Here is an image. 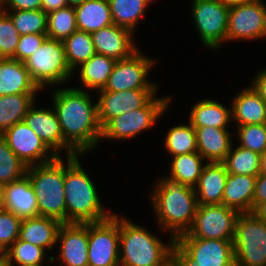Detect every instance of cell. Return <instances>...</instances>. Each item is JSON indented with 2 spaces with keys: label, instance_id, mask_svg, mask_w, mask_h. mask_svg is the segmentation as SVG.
<instances>
[{
  "label": "cell",
  "instance_id": "cell-1",
  "mask_svg": "<svg viewBox=\"0 0 266 266\" xmlns=\"http://www.w3.org/2000/svg\"><path fill=\"white\" fill-rule=\"evenodd\" d=\"M56 90L51 97L64 140L83 155L101 142L97 102L93 103L91 93L80 87Z\"/></svg>",
  "mask_w": 266,
  "mask_h": 266
},
{
  "label": "cell",
  "instance_id": "cell-31",
  "mask_svg": "<svg viewBox=\"0 0 266 266\" xmlns=\"http://www.w3.org/2000/svg\"><path fill=\"white\" fill-rule=\"evenodd\" d=\"M170 178L179 183L195 187L198 184L201 171L203 169V160L205 159L198 153L192 152L178 156H172Z\"/></svg>",
  "mask_w": 266,
  "mask_h": 266
},
{
  "label": "cell",
  "instance_id": "cell-17",
  "mask_svg": "<svg viewBox=\"0 0 266 266\" xmlns=\"http://www.w3.org/2000/svg\"><path fill=\"white\" fill-rule=\"evenodd\" d=\"M45 144L57 155L65 150L67 156L78 153L64 140L60 123L54 109H36L33 104L23 120Z\"/></svg>",
  "mask_w": 266,
  "mask_h": 266
},
{
  "label": "cell",
  "instance_id": "cell-49",
  "mask_svg": "<svg viewBox=\"0 0 266 266\" xmlns=\"http://www.w3.org/2000/svg\"><path fill=\"white\" fill-rule=\"evenodd\" d=\"M258 218L266 221V201L260 203L253 211Z\"/></svg>",
  "mask_w": 266,
  "mask_h": 266
},
{
  "label": "cell",
  "instance_id": "cell-54",
  "mask_svg": "<svg viewBox=\"0 0 266 266\" xmlns=\"http://www.w3.org/2000/svg\"><path fill=\"white\" fill-rule=\"evenodd\" d=\"M0 266H6V264L0 259Z\"/></svg>",
  "mask_w": 266,
  "mask_h": 266
},
{
  "label": "cell",
  "instance_id": "cell-9",
  "mask_svg": "<svg viewBox=\"0 0 266 266\" xmlns=\"http://www.w3.org/2000/svg\"><path fill=\"white\" fill-rule=\"evenodd\" d=\"M238 214L223 204H198L192 227L178 237L234 240Z\"/></svg>",
  "mask_w": 266,
  "mask_h": 266
},
{
  "label": "cell",
  "instance_id": "cell-21",
  "mask_svg": "<svg viewBox=\"0 0 266 266\" xmlns=\"http://www.w3.org/2000/svg\"><path fill=\"white\" fill-rule=\"evenodd\" d=\"M228 172L224 163L206 162L194 187L197 203L201 205L222 204Z\"/></svg>",
  "mask_w": 266,
  "mask_h": 266
},
{
  "label": "cell",
  "instance_id": "cell-7",
  "mask_svg": "<svg viewBox=\"0 0 266 266\" xmlns=\"http://www.w3.org/2000/svg\"><path fill=\"white\" fill-rule=\"evenodd\" d=\"M235 266H266V221L239 213L233 240Z\"/></svg>",
  "mask_w": 266,
  "mask_h": 266
},
{
  "label": "cell",
  "instance_id": "cell-11",
  "mask_svg": "<svg viewBox=\"0 0 266 266\" xmlns=\"http://www.w3.org/2000/svg\"><path fill=\"white\" fill-rule=\"evenodd\" d=\"M192 15L200 40L210 49L225 41L230 7L219 0H192Z\"/></svg>",
  "mask_w": 266,
  "mask_h": 266
},
{
  "label": "cell",
  "instance_id": "cell-19",
  "mask_svg": "<svg viewBox=\"0 0 266 266\" xmlns=\"http://www.w3.org/2000/svg\"><path fill=\"white\" fill-rule=\"evenodd\" d=\"M91 36L95 52L115 61L129 58L139 50L133 43V32L115 24L92 32Z\"/></svg>",
  "mask_w": 266,
  "mask_h": 266
},
{
  "label": "cell",
  "instance_id": "cell-30",
  "mask_svg": "<svg viewBox=\"0 0 266 266\" xmlns=\"http://www.w3.org/2000/svg\"><path fill=\"white\" fill-rule=\"evenodd\" d=\"M35 94L0 96V135L15 123L22 122L30 107L35 104Z\"/></svg>",
  "mask_w": 266,
  "mask_h": 266
},
{
  "label": "cell",
  "instance_id": "cell-13",
  "mask_svg": "<svg viewBox=\"0 0 266 266\" xmlns=\"http://www.w3.org/2000/svg\"><path fill=\"white\" fill-rule=\"evenodd\" d=\"M139 52L137 50L129 58L116 61L106 86L100 91L158 89L157 84L147 78L156 61Z\"/></svg>",
  "mask_w": 266,
  "mask_h": 266
},
{
  "label": "cell",
  "instance_id": "cell-23",
  "mask_svg": "<svg viewBox=\"0 0 266 266\" xmlns=\"http://www.w3.org/2000/svg\"><path fill=\"white\" fill-rule=\"evenodd\" d=\"M256 179L257 176L228 173L222 204L238 213L252 212Z\"/></svg>",
  "mask_w": 266,
  "mask_h": 266
},
{
  "label": "cell",
  "instance_id": "cell-43",
  "mask_svg": "<svg viewBox=\"0 0 266 266\" xmlns=\"http://www.w3.org/2000/svg\"><path fill=\"white\" fill-rule=\"evenodd\" d=\"M47 34H26L19 38L15 55L11 58L24 62L42 45L47 38Z\"/></svg>",
  "mask_w": 266,
  "mask_h": 266
},
{
  "label": "cell",
  "instance_id": "cell-40",
  "mask_svg": "<svg viewBox=\"0 0 266 266\" xmlns=\"http://www.w3.org/2000/svg\"><path fill=\"white\" fill-rule=\"evenodd\" d=\"M237 130L240 147L260 155L266 152V123L242 125Z\"/></svg>",
  "mask_w": 266,
  "mask_h": 266
},
{
  "label": "cell",
  "instance_id": "cell-25",
  "mask_svg": "<svg viewBox=\"0 0 266 266\" xmlns=\"http://www.w3.org/2000/svg\"><path fill=\"white\" fill-rule=\"evenodd\" d=\"M62 224L57 219L45 216L22 219L18 239L52 250V246L56 245L58 231Z\"/></svg>",
  "mask_w": 266,
  "mask_h": 266
},
{
  "label": "cell",
  "instance_id": "cell-41",
  "mask_svg": "<svg viewBox=\"0 0 266 266\" xmlns=\"http://www.w3.org/2000/svg\"><path fill=\"white\" fill-rule=\"evenodd\" d=\"M20 34L11 18L0 9V58H12L15 55Z\"/></svg>",
  "mask_w": 266,
  "mask_h": 266
},
{
  "label": "cell",
  "instance_id": "cell-8",
  "mask_svg": "<svg viewBox=\"0 0 266 266\" xmlns=\"http://www.w3.org/2000/svg\"><path fill=\"white\" fill-rule=\"evenodd\" d=\"M171 97H153L144 107L131 110L111 119L103 128L101 139H132L156 124L157 119L166 112Z\"/></svg>",
  "mask_w": 266,
  "mask_h": 266
},
{
  "label": "cell",
  "instance_id": "cell-53",
  "mask_svg": "<svg viewBox=\"0 0 266 266\" xmlns=\"http://www.w3.org/2000/svg\"><path fill=\"white\" fill-rule=\"evenodd\" d=\"M66 1H67V5H68V6H73V7H75V6H77V5L81 4V3H83L85 0H66Z\"/></svg>",
  "mask_w": 266,
  "mask_h": 266
},
{
  "label": "cell",
  "instance_id": "cell-4",
  "mask_svg": "<svg viewBox=\"0 0 266 266\" xmlns=\"http://www.w3.org/2000/svg\"><path fill=\"white\" fill-rule=\"evenodd\" d=\"M120 266H168L175 239L165 244L149 230L119 217ZM168 245V246H167Z\"/></svg>",
  "mask_w": 266,
  "mask_h": 266
},
{
  "label": "cell",
  "instance_id": "cell-28",
  "mask_svg": "<svg viewBox=\"0 0 266 266\" xmlns=\"http://www.w3.org/2000/svg\"><path fill=\"white\" fill-rule=\"evenodd\" d=\"M189 122L193 127L211 126L228 129L232 122L231 107L212 99H203L194 104L190 111Z\"/></svg>",
  "mask_w": 266,
  "mask_h": 266
},
{
  "label": "cell",
  "instance_id": "cell-34",
  "mask_svg": "<svg viewBox=\"0 0 266 266\" xmlns=\"http://www.w3.org/2000/svg\"><path fill=\"white\" fill-rule=\"evenodd\" d=\"M45 254V249L17 239L0 259L6 266H42Z\"/></svg>",
  "mask_w": 266,
  "mask_h": 266
},
{
  "label": "cell",
  "instance_id": "cell-3",
  "mask_svg": "<svg viewBox=\"0 0 266 266\" xmlns=\"http://www.w3.org/2000/svg\"><path fill=\"white\" fill-rule=\"evenodd\" d=\"M79 157L81 154L66 156L64 164L66 223L104 221L113 214L101 204L96 186L83 170Z\"/></svg>",
  "mask_w": 266,
  "mask_h": 266
},
{
  "label": "cell",
  "instance_id": "cell-35",
  "mask_svg": "<svg viewBox=\"0 0 266 266\" xmlns=\"http://www.w3.org/2000/svg\"><path fill=\"white\" fill-rule=\"evenodd\" d=\"M261 155L243 147H232L227 154L225 167L229 174H245L257 176L260 174Z\"/></svg>",
  "mask_w": 266,
  "mask_h": 266
},
{
  "label": "cell",
  "instance_id": "cell-47",
  "mask_svg": "<svg viewBox=\"0 0 266 266\" xmlns=\"http://www.w3.org/2000/svg\"><path fill=\"white\" fill-rule=\"evenodd\" d=\"M253 78L251 86L259 94V96L266 102V69L261 70Z\"/></svg>",
  "mask_w": 266,
  "mask_h": 266
},
{
  "label": "cell",
  "instance_id": "cell-32",
  "mask_svg": "<svg viewBox=\"0 0 266 266\" xmlns=\"http://www.w3.org/2000/svg\"><path fill=\"white\" fill-rule=\"evenodd\" d=\"M113 24L134 32L149 5L145 0H108ZM135 29V30H134Z\"/></svg>",
  "mask_w": 266,
  "mask_h": 266
},
{
  "label": "cell",
  "instance_id": "cell-48",
  "mask_svg": "<svg viewBox=\"0 0 266 266\" xmlns=\"http://www.w3.org/2000/svg\"><path fill=\"white\" fill-rule=\"evenodd\" d=\"M68 6L66 0H42V10L49 13Z\"/></svg>",
  "mask_w": 266,
  "mask_h": 266
},
{
  "label": "cell",
  "instance_id": "cell-18",
  "mask_svg": "<svg viewBox=\"0 0 266 266\" xmlns=\"http://www.w3.org/2000/svg\"><path fill=\"white\" fill-rule=\"evenodd\" d=\"M59 257L65 266H88V223H63L58 231Z\"/></svg>",
  "mask_w": 266,
  "mask_h": 266
},
{
  "label": "cell",
  "instance_id": "cell-27",
  "mask_svg": "<svg viewBox=\"0 0 266 266\" xmlns=\"http://www.w3.org/2000/svg\"><path fill=\"white\" fill-rule=\"evenodd\" d=\"M74 10L77 30L92 33L113 24L108 0H85Z\"/></svg>",
  "mask_w": 266,
  "mask_h": 266
},
{
  "label": "cell",
  "instance_id": "cell-2",
  "mask_svg": "<svg viewBox=\"0 0 266 266\" xmlns=\"http://www.w3.org/2000/svg\"><path fill=\"white\" fill-rule=\"evenodd\" d=\"M151 194L158 225L176 239L186 233L194 222L198 206L194 187L167 176L158 181Z\"/></svg>",
  "mask_w": 266,
  "mask_h": 266
},
{
  "label": "cell",
  "instance_id": "cell-52",
  "mask_svg": "<svg viewBox=\"0 0 266 266\" xmlns=\"http://www.w3.org/2000/svg\"><path fill=\"white\" fill-rule=\"evenodd\" d=\"M4 188L5 185L0 182V210L4 209Z\"/></svg>",
  "mask_w": 266,
  "mask_h": 266
},
{
  "label": "cell",
  "instance_id": "cell-5",
  "mask_svg": "<svg viewBox=\"0 0 266 266\" xmlns=\"http://www.w3.org/2000/svg\"><path fill=\"white\" fill-rule=\"evenodd\" d=\"M26 176L37 198L39 216L66 223L64 161L61 156L49 163L27 167Z\"/></svg>",
  "mask_w": 266,
  "mask_h": 266
},
{
  "label": "cell",
  "instance_id": "cell-42",
  "mask_svg": "<svg viewBox=\"0 0 266 266\" xmlns=\"http://www.w3.org/2000/svg\"><path fill=\"white\" fill-rule=\"evenodd\" d=\"M21 221L11 211L0 210V257L19 238Z\"/></svg>",
  "mask_w": 266,
  "mask_h": 266
},
{
  "label": "cell",
  "instance_id": "cell-14",
  "mask_svg": "<svg viewBox=\"0 0 266 266\" xmlns=\"http://www.w3.org/2000/svg\"><path fill=\"white\" fill-rule=\"evenodd\" d=\"M1 135L26 167L49 163L58 157L24 121L15 123Z\"/></svg>",
  "mask_w": 266,
  "mask_h": 266
},
{
  "label": "cell",
  "instance_id": "cell-16",
  "mask_svg": "<svg viewBox=\"0 0 266 266\" xmlns=\"http://www.w3.org/2000/svg\"><path fill=\"white\" fill-rule=\"evenodd\" d=\"M99 98L98 119L103 128L111 119L144 107L154 96L157 89H131L122 91H97Z\"/></svg>",
  "mask_w": 266,
  "mask_h": 266
},
{
  "label": "cell",
  "instance_id": "cell-29",
  "mask_svg": "<svg viewBox=\"0 0 266 266\" xmlns=\"http://www.w3.org/2000/svg\"><path fill=\"white\" fill-rule=\"evenodd\" d=\"M115 63L114 59L95 53L88 61L78 66L80 80L85 89H104Z\"/></svg>",
  "mask_w": 266,
  "mask_h": 266
},
{
  "label": "cell",
  "instance_id": "cell-45",
  "mask_svg": "<svg viewBox=\"0 0 266 266\" xmlns=\"http://www.w3.org/2000/svg\"><path fill=\"white\" fill-rule=\"evenodd\" d=\"M170 263L173 266H199L176 243L171 249Z\"/></svg>",
  "mask_w": 266,
  "mask_h": 266
},
{
  "label": "cell",
  "instance_id": "cell-44",
  "mask_svg": "<svg viewBox=\"0 0 266 266\" xmlns=\"http://www.w3.org/2000/svg\"><path fill=\"white\" fill-rule=\"evenodd\" d=\"M8 7L10 10L42 9V0H0V9L2 11H8Z\"/></svg>",
  "mask_w": 266,
  "mask_h": 266
},
{
  "label": "cell",
  "instance_id": "cell-33",
  "mask_svg": "<svg viewBox=\"0 0 266 266\" xmlns=\"http://www.w3.org/2000/svg\"><path fill=\"white\" fill-rule=\"evenodd\" d=\"M65 56L71 71L88 61L96 52L91 33L76 30L63 41Z\"/></svg>",
  "mask_w": 266,
  "mask_h": 266
},
{
  "label": "cell",
  "instance_id": "cell-24",
  "mask_svg": "<svg viewBox=\"0 0 266 266\" xmlns=\"http://www.w3.org/2000/svg\"><path fill=\"white\" fill-rule=\"evenodd\" d=\"M194 128L196 130L197 152L207 162L223 163L231 146H233L229 131L211 126Z\"/></svg>",
  "mask_w": 266,
  "mask_h": 266
},
{
  "label": "cell",
  "instance_id": "cell-39",
  "mask_svg": "<svg viewBox=\"0 0 266 266\" xmlns=\"http://www.w3.org/2000/svg\"><path fill=\"white\" fill-rule=\"evenodd\" d=\"M26 165L9 148L0 135V182L4 185L20 180L26 175Z\"/></svg>",
  "mask_w": 266,
  "mask_h": 266
},
{
  "label": "cell",
  "instance_id": "cell-26",
  "mask_svg": "<svg viewBox=\"0 0 266 266\" xmlns=\"http://www.w3.org/2000/svg\"><path fill=\"white\" fill-rule=\"evenodd\" d=\"M232 100V121L237 126L266 123V102L252 86L243 89Z\"/></svg>",
  "mask_w": 266,
  "mask_h": 266
},
{
  "label": "cell",
  "instance_id": "cell-36",
  "mask_svg": "<svg viewBox=\"0 0 266 266\" xmlns=\"http://www.w3.org/2000/svg\"><path fill=\"white\" fill-rule=\"evenodd\" d=\"M77 30L75 10L66 6L47 13V36L58 41H64Z\"/></svg>",
  "mask_w": 266,
  "mask_h": 266
},
{
  "label": "cell",
  "instance_id": "cell-46",
  "mask_svg": "<svg viewBox=\"0 0 266 266\" xmlns=\"http://www.w3.org/2000/svg\"><path fill=\"white\" fill-rule=\"evenodd\" d=\"M264 201H266V174H258L253 198V210Z\"/></svg>",
  "mask_w": 266,
  "mask_h": 266
},
{
  "label": "cell",
  "instance_id": "cell-12",
  "mask_svg": "<svg viewBox=\"0 0 266 266\" xmlns=\"http://www.w3.org/2000/svg\"><path fill=\"white\" fill-rule=\"evenodd\" d=\"M266 37V4L251 0L232 6L228 13L226 42Z\"/></svg>",
  "mask_w": 266,
  "mask_h": 266
},
{
  "label": "cell",
  "instance_id": "cell-20",
  "mask_svg": "<svg viewBox=\"0 0 266 266\" xmlns=\"http://www.w3.org/2000/svg\"><path fill=\"white\" fill-rule=\"evenodd\" d=\"M4 209L21 219L39 216L37 198L26 175L5 185Z\"/></svg>",
  "mask_w": 266,
  "mask_h": 266
},
{
  "label": "cell",
  "instance_id": "cell-6",
  "mask_svg": "<svg viewBox=\"0 0 266 266\" xmlns=\"http://www.w3.org/2000/svg\"><path fill=\"white\" fill-rule=\"evenodd\" d=\"M24 64L32 81L42 91L46 86L64 83L73 75L66 60L63 42L49 37Z\"/></svg>",
  "mask_w": 266,
  "mask_h": 266
},
{
  "label": "cell",
  "instance_id": "cell-55",
  "mask_svg": "<svg viewBox=\"0 0 266 266\" xmlns=\"http://www.w3.org/2000/svg\"><path fill=\"white\" fill-rule=\"evenodd\" d=\"M147 4L150 5V3H152L153 0H145Z\"/></svg>",
  "mask_w": 266,
  "mask_h": 266
},
{
  "label": "cell",
  "instance_id": "cell-38",
  "mask_svg": "<svg viewBox=\"0 0 266 266\" xmlns=\"http://www.w3.org/2000/svg\"><path fill=\"white\" fill-rule=\"evenodd\" d=\"M4 12L11 18L20 36L30 33L46 34L47 32V13L42 9L11 10V12Z\"/></svg>",
  "mask_w": 266,
  "mask_h": 266
},
{
  "label": "cell",
  "instance_id": "cell-22",
  "mask_svg": "<svg viewBox=\"0 0 266 266\" xmlns=\"http://www.w3.org/2000/svg\"><path fill=\"white\" fill-rule=\"evenodd\" d=\"M41 91L32 81L24 62L0 58V96L37 94Z\"/></svg>",
  "mask_w": 266,
  "mask_h": 266
},
{
  "label": "cell",
  "instance_id": "cell-15",
  "mask_svg": "<svg viewBox=\"0 0 266 266\" xmlns=\"http://www.w3.org/2000/svg\"><path fill=\"white\" fill-rule=\"evenodd\" d=\"M175 243L199 266H235L233 240L177 237Z\"/></svg>",
  "mask_w": 266,
  "mask_h": 266
},
{
  "label": "cell",
  "instance_id": "cell-50",
  "mask_svg": "<svg viewBox=\"0 0 266 266\" xmlns=\"http://www.w3.org/2000/svg\"><path fill=\"white\" fill-rule=\"evenodd\" d=\"M219 1L228 7H232V6L238 5L240 3L248 2L251 0H219Z\"/></svg>",
  "mask_w": 266,
  "mask_h": 266
},
{
  "label": "cell",
  "instance_id": "cell-37",
  "mask_svg": "<svg viewBox=\"0 0 266 266\" xmlns=\"http://www.w3.org/2000/svg\"><path fill=\"white\" fill-rule=\"evenodd\" d=\"M165 148L172 156L197 152L196 130L190 124L172 127L165 137Z\"/></svg>",
  "mask_w": 266,
  "mask_h": 266
},
{
  "label": "cell",
  "instance_id": "cell-51",
  "mask_svg": "<svg viewBox=\"0 0 266 266\" xmlns=\"http://www.w3.org/2000/svg\"><path fill=\"white\" fill-rule=\"evenodd\" d=\"M260 174H266V152L261 155Z\"/></svg>",
  "mask_w": 266,
  "mask_h": 266
},
{
  "label": "cell",
  "instance_id": "cell-10",
  "mask_svg": "<svg viewBox=\"0 0 266 266\" xmlns=\"http://www.w3.org/2000/svg\"><path fill=\"white\" fill-rule=\"evenodd\" d=\"M119 216L88 223V266H120Z\"/></svg>",
  "mask_w": 266,
  "mask_h": 266
}]
</instances>
